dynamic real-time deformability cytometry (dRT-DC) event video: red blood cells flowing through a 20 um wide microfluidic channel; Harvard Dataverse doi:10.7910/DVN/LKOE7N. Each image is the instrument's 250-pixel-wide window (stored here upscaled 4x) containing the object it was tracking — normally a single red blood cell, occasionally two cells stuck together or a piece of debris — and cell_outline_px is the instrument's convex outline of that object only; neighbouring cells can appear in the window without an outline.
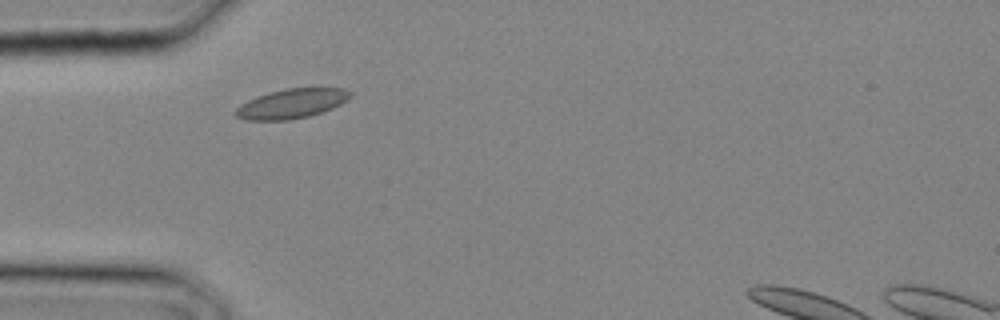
{"species": "common noctule bat (a hibernating species)", "species_latin": "Nyctalus noctula", "temperature_condition": "cold", "stored_images_in_passage": 3, "segment_of_instrument_passage": [1, 2], "camera_frame_rate_fps": 3000, "um_per_image_px": 0.085, "animal": {"sex": "male", "body_mass_g": 20.4}, "frame": {"image": 1, "passage_image": 2, "time_ms": 0.333, "image_size_px": [1000, 320], "cell_outline_px": [[352, 96], [348, 100], [332, 108], [308, 116], [288, 120], [244, 120], [236, 116], [232, 112], [240, 104], [256, 96], [288, 88], [344, 88], [352, 92]], "centroid_in_image_um": [24.77, 8.81], "position_along_channel_um": 60.2, "area_um2": 19.71}}